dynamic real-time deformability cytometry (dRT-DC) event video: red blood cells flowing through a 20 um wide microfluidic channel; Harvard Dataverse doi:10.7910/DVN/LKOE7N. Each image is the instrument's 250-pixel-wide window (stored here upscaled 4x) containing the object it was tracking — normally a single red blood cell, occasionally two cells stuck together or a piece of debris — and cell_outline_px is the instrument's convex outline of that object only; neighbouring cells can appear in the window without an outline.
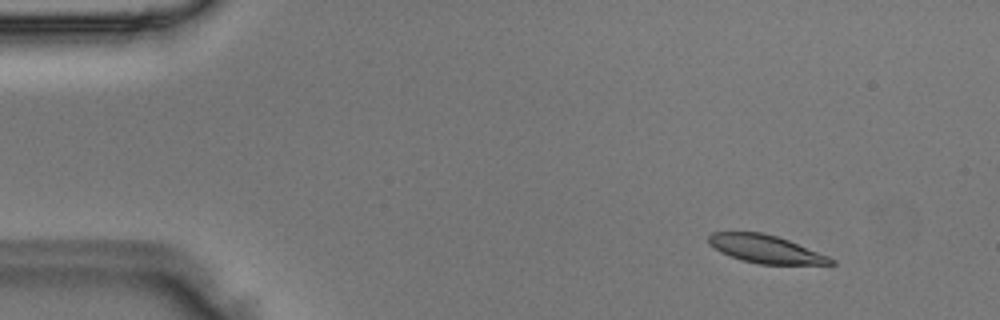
{"species": "Egyptian fruit bat (a non-hibernating species)", "species_latin": "Rousettus aegyptiacus", "temperature_condition": "room temperature", "stored_images_in_passage": 3, "camera_frame_rate_fps": 3000, "um_per_image_px": 0.085, "animal": {"sex": "male"}, "frame": {"image": 1, "passage_image": 1, "time_ms": 0.0, "image_size_px": [1000, 320], "cell_outline_px": [[836, 264], [760, 264], [740, 260], [720, 252], [708, 244], [708, 236], [712, 232], [760, 232], [776, 236], [788, 240], [828, 256], [836, 260]], "centroid_in_image_um": [65.04, 21.17], "position_along_channel_um": 20.0, "area_um2": 19.83}}